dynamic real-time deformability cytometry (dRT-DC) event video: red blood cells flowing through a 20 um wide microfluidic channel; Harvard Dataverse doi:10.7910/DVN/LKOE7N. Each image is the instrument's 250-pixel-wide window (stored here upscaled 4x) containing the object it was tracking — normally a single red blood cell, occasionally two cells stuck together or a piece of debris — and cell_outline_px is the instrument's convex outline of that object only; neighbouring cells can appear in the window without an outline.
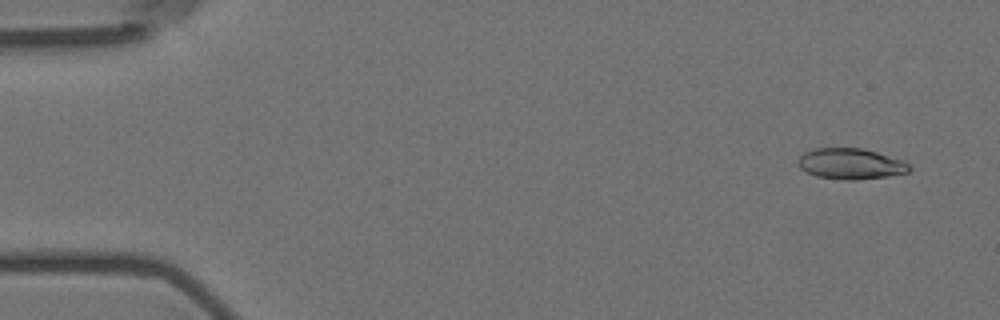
{"species": "Egyptian fruit bat (a non-hibernating species)", "species_latin": "Rousettus aegyptiacus", "temperature_condition": "room temperature", "stored_images_in_passage": 57, "camera_frame_rate_fps": 3000, "um_per_image_px": 0.085, "animal": {"sex": "female"}, "frame": {"image": 1, "passage_image": 4, "time_ms": 1.0, "image_size_px": [1000, 320], "cell_outline_px": [[912, 168], [908, 172], [888, 176], [852, 180], [844, 180], [816, 176], [800, 168], [800, 156], [804, 152], [816, 148], [860, 148], [876, 152], [900, 160], [908, 164]], "centroid_in_image_um": [72.3, 13.92], "position_along_channel_um": 12.7, "area_um2": 19.59}}
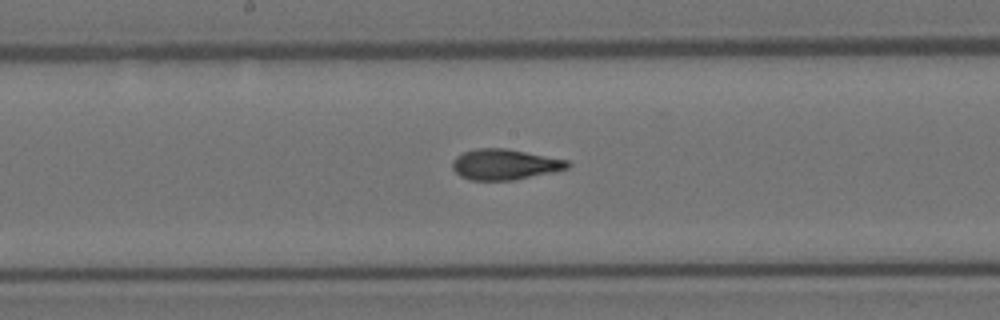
{"frame": {"image": 2, "passage_image": 30, "time_ms": 9.667, "image_size_px": [1000, 320], "cell_outline_px": [[572, 164], [568, 168], [552, 172], [512, 180], [472, 180], [460, 176], [452, 168], [452, 160], [456, 156], [464, 152], [476, 148], [504, 148], [568, 160]], "centroid_in_image_um": [42.88, 13.97], "position_along_channel_um": 205.3, "area_um2": 20.4}}
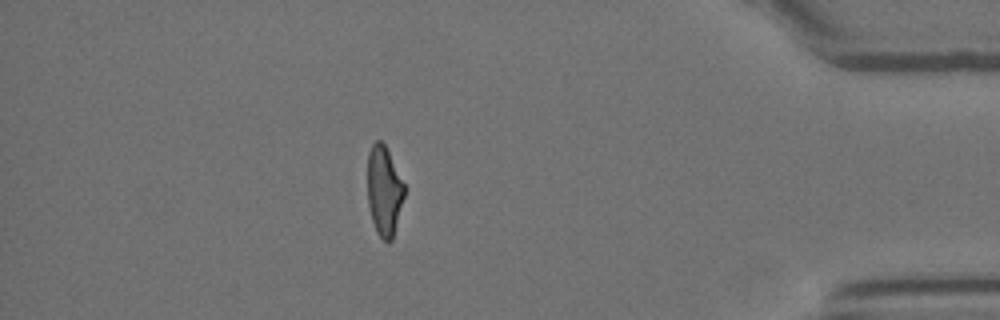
{"frame": {"image": 3, "passage_image": 50, "time_ms": 16.333, "image_size_px": [1000, 320], "cell_outline_px": [[404, 196], [392, 240], [388, 244], [376, 232], [372, 220], [368, 204], [368, 152], [372, 144], [376, 140], [380, 140], [384, 144], [404, 184]], "centroid_in_image_um": [32.63, 16.24], "position_along_channel_um": 402.6, "area_um2": 18.96}, "authors_computed_cell_mechanics": {"area_um2": 20.4034, "velocity_mm_per_s": 3.6014, "shape_relaxation_time_tau1_ms": 6.7599, "shape_relaxation_time_tau2_ms": 1.3842, "deformation_change_tau1": 0.2206, "deformation_change_tau2": 0.0857}}